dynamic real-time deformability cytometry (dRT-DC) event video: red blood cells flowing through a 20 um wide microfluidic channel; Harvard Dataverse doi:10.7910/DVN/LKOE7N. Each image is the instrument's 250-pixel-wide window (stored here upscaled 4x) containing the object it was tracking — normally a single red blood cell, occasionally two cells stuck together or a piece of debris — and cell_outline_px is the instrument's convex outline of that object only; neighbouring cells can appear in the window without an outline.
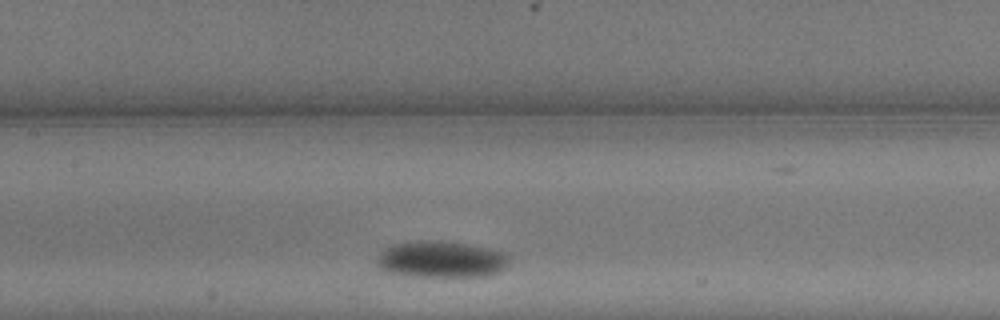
{"species": "common noctule bat (a hibernating species)", "species_latin": "Nyctalus noctula", "temperature_condition": "warm", "stored_images_in_passage": 14, "camera_frame_rate_fps": 3000, "um_per_image_px": 0.085, "animal": {"sex": "male", "body_mass_g": 13.3}, "frame": {"image": 1, "passage_image": 11, "time_ms": 3.333, "image_size_px": [1000, 320], "cell_outline_px": [[512, 256], [508, 264], [500, 272], [488, 276], [408, 276], [384, 272], [372, 260], [384, 248], [392, 244], [416, 240], [440, 240], [488, 248], [508, 252]], "centroid_in_image_um": [37.47, 22.04], "position_along_channel_um": 169.9, "area_um2": 28.96}}
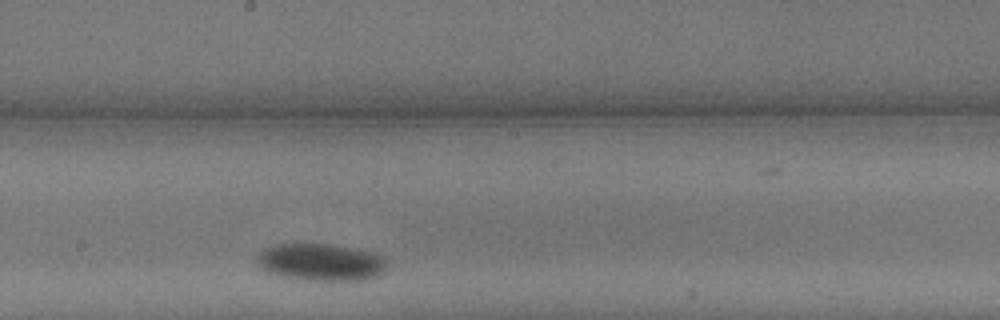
{"frame": {"image": 2, "passage_image": 13, "time_ms": 4.0, "image_size_px": [1000, 320], "cell_outline_px": [[388, 264], [376, 276], [364, 280], [304, 280], [280, 276], [268, 272], [260, 268], [256, 264], [256, 256], [264, 248], [276, 244], [332, 244], [356, 248], [376, 252], [388, 256]], "centroid_in_image_um": [27.29, 22.27], "position_along_channel_um": 220.9, "area_um2": 28.73}}